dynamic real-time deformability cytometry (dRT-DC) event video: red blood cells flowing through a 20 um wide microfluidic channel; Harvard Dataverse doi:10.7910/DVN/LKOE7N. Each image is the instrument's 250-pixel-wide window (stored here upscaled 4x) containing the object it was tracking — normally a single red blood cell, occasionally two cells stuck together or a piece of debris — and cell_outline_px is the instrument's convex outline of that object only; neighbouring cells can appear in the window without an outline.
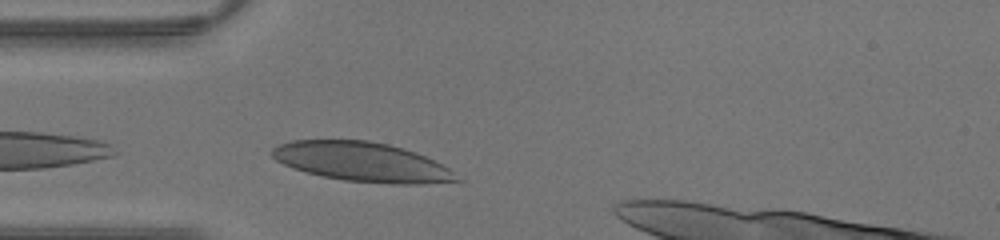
{"species": "human", "species_latin": "Homo sapiens", "temperature_condition": "warm", "stored_images_in_passage": 4, "camera_frame_rate_fps": 3000, "um_per_image_px": 0.085, "donor": {"sex": "male"}, "frame": {"image": 1, "passage_image": 1, "time_ms": 0.0, "image_size_px": [1000, 240], "cell_outline_px": [[464, 180], [420, 184], [392, 184], [344, 180], [320, 176], [292, 168], [276, 160], [272, 156], [272, 148], [280, 144], [292, 140], [368, 140], [388, 144], [404, 148], [416, 152], [444, 164]], "centroid_in_image_um": [30.81, 13.76], "position_along_channel_um": 54.2, "area_um2": 42.54}}